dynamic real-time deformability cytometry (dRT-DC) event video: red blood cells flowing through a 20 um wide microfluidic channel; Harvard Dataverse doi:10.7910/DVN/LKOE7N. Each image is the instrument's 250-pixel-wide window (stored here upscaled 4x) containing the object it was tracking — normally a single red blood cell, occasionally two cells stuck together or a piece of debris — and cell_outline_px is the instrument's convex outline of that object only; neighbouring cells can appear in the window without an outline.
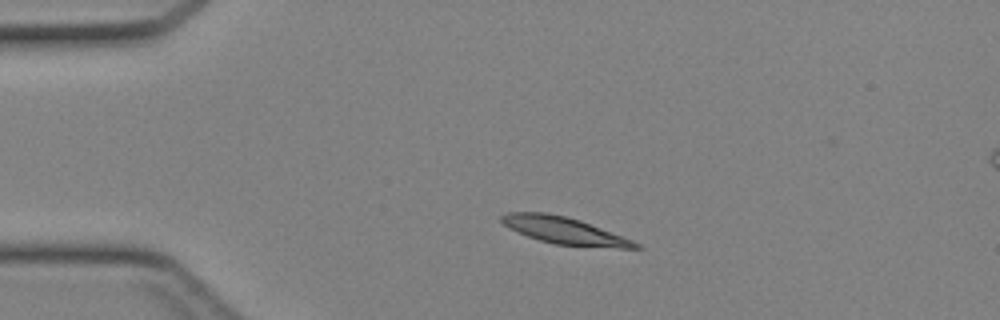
{"species": "Egyptian fruit bat (a non-hibernating species)", "species_latin": "Rousettus aegyptiacus", "temperature_condition": "cold", "stored_images_in_passage": 36, "camera_frame_rate_fps": 3000, "um_per_image_px": 0.085, "animal": {"sex": "female"}, "frame": {"image": 1, "passage_image": 1, "time_ms": 0.0, "image_size_px": [1000, 320], "cell_outline_px": [[644, 248], [616, 248], [556, 244], [540, 240], [528, 236], [504, 224], [500, 220], [500, 216], [508, 212], [544, 212], [564, 216], [580, 220], [632, 240], [640, 244]], "centroid_in_image_um": [47.99, 19.6], "position_along_channel_um": 37.0, "area_um2": 20.58}}
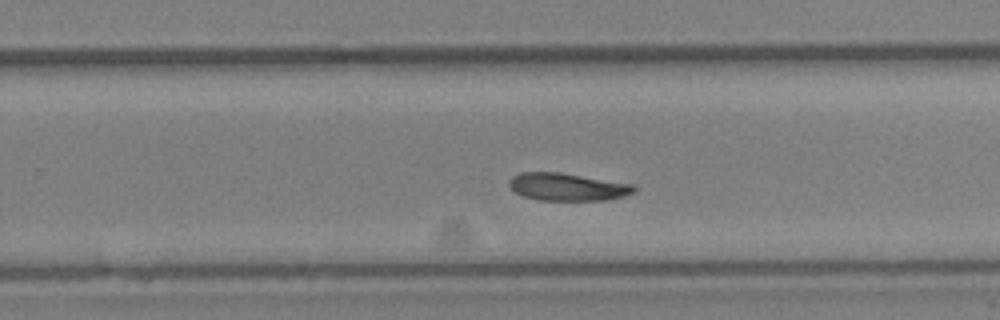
{"frame": {"image": 2, "passage_image": 20, "time_ms": 6.333, "image_size_px": [1000, 320], "cell_outline_px": [[636, 192], [624, 196], [608, 200], [540, 200], [524, 196], [516, 192], [508, 184], [508, 180], [512, 176], [520, 172], [556, 172], [636, 184]], "centroid_in_image_um": [48.27, 15.88], "position_along_channel_um": 281.5, "area_um2": 20.11}}
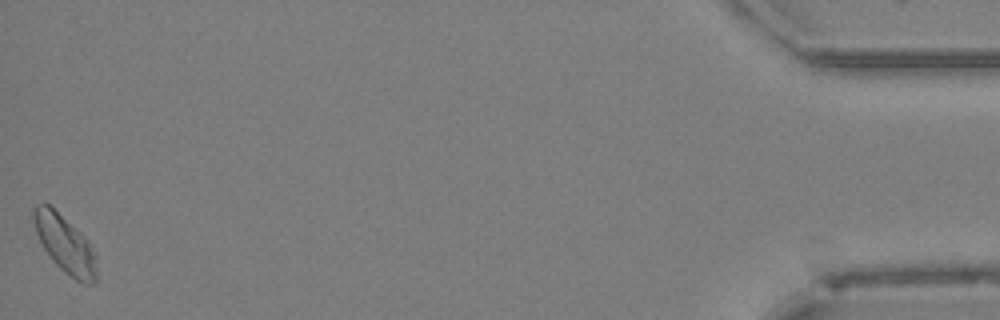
{"frame": {"image": 3, "passage_image": 36, "time_ms": 11.667, "image_size_px": [1000, 320], "cell_outline_px": [[96, 284], [80, 284], [64, 272], [52, 260], [44, 248], [36, 232], [32, 216], [32, 208], [36, 204], [48, 204], [80, 232], [88, 240], [96, 256]], "centroid_in_image_um": [5.54, 20.79], "position_along_channel_um": 429.7, "area_um2": 21.04}}